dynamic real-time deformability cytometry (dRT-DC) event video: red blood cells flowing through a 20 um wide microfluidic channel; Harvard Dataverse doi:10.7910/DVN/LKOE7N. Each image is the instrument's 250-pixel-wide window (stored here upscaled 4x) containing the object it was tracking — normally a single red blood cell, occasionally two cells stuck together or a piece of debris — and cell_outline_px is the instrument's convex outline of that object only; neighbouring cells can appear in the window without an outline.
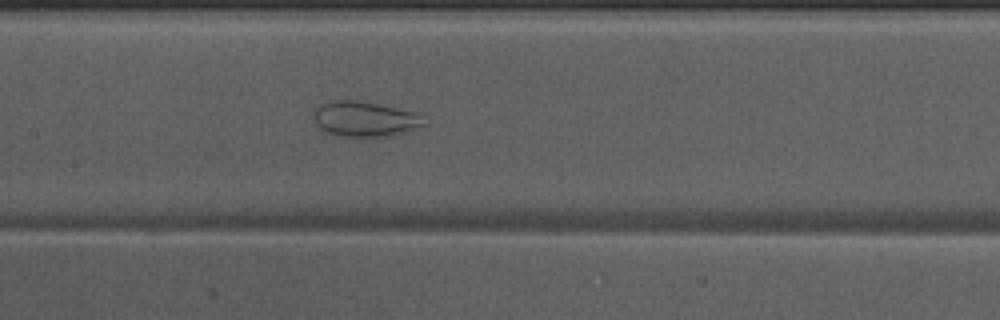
{"species": "Egyptian fruit bat (a non-hibernating species)", "species_latin": "Rousettus aegyptiacus", "temperature_condition": "warm", "stored_images_in_passage": 50, "camera_frame_rate_fps": 3000, "um_per_image_px": 0.085, "animal": {"sex": "male"}, "frame": {"image": 1, "passage_image": 23, "time_ms": 7.333, "image_size_px": [1000, 320], "cell_outline_px": [[428, 124], [408, 132], [396, 136], [340, 136], [328, 132], [320, 128], [316, 124], [316, 108], [332, 100], [356, 100], [416, 112]], "centroid_in_image_um": [31.09, 10.13], "position_along_channel_um": 176.3, "area_um2": 22.37}}
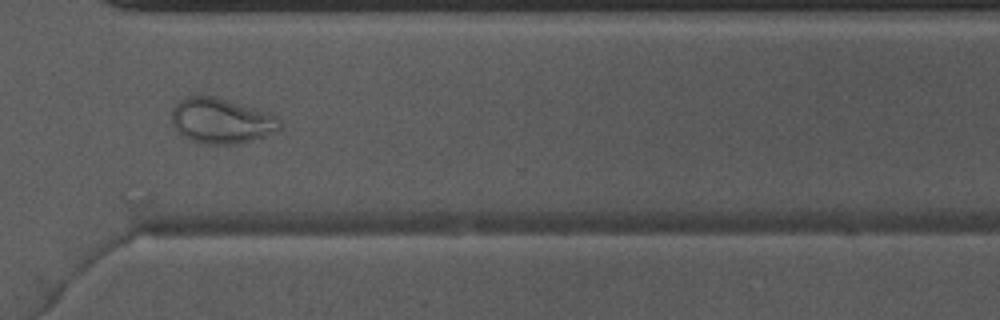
{"frame": {"image": 2, "passage_image": 36, "time_ms": 11.667, "image_size_px": [1000, 320], "cell_outline_px": [[284, 124], [276, 132], [268, 136], [236, 144], [196, 144], [176, 132], [172, 124], [172, 108], [180, 100], [188, 96], [216, 96], [268, 112], [276, 116]], "centroid_in_image_um": [18.81, 10.29], "position_along_channel_um": 351.8, "area_um2": 29.07}}
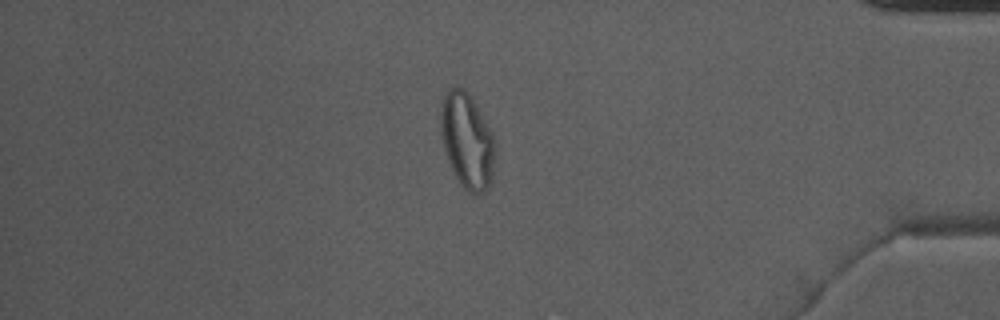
{"frame": {"image": 3, "passage_image": 42, "time_ms": 13.667, "image_size_px": [1000, 320], "cell_outline_px": [[496, 144], [492, 184], [480, 196], [472, 196], [460, 184], [448, 160], [444, 148], [440, 132], [440, 104], [444, 96], [456, 84], [464, 88], [480, 112]], "centroid_in_image_um": [39.7, 12.02], "position_along_channel_um": 395.5, "area_um2": 30.4}}